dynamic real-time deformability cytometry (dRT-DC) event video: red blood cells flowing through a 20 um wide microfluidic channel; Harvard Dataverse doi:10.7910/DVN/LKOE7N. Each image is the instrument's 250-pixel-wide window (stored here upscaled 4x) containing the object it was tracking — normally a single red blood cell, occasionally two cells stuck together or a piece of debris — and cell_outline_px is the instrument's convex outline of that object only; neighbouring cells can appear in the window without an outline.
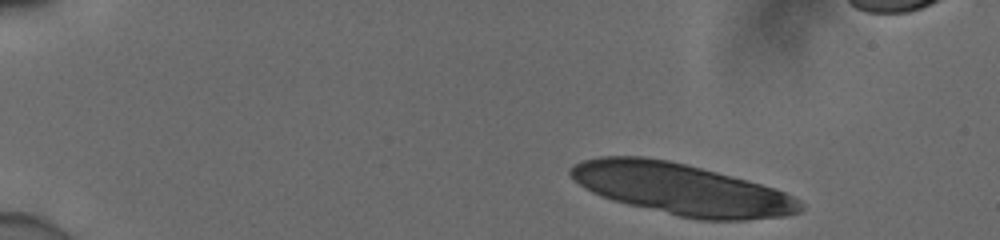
{"species": "human", "species_latin": "Homo sapiens", "temperature_condition": "cold", "stored_images_in_passage": 8, "camera_frame_rate_fps": 3000, "um_per_image_px": 0.085, "donor": {"sex": "male"}, "frame": {"image": 1, "passage_image": 1, "time_ms": 0.0, "image_size_px": [1000, 240], "cell_outline_px": [[804, 208], [800, 212], [784, 216], [744, 220], [700, 220], [680, 216], [628, 204], [612, 200], [600, 196], [592, 192], [580, 184], [568, 172], [576, 164], [584, 160], [600, 156], [644, 156], [668, 160], [732, 176], [760, 184], [784, 192], [800, 200], [804, 204]], "centroid_in_image_um": [57.94, 16.08], "position_along_channel_um": 27.1, "area_um2": 68.09}}